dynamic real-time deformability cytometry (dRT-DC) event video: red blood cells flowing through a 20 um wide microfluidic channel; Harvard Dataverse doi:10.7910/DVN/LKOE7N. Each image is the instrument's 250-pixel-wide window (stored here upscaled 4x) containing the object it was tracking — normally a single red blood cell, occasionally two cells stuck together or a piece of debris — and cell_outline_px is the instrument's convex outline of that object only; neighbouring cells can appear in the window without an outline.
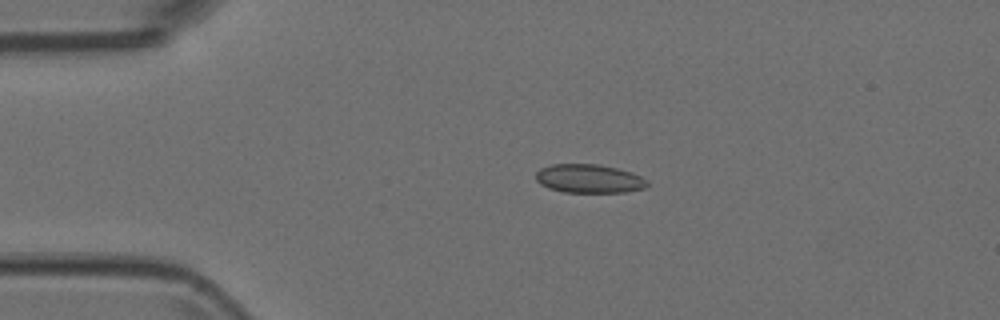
{"species": "Egyptian fruit bat (a non-hibernating species)", "species_latin": "Rousettus aegyptiacus", "temperature_condition": "room temperature", "stored_images_in_passage": 4, "camera_frame_rate_fps": 3000, "um_per_image_px": 0.085, "animal": {"sex": "female"}, "frame": {"image": 1, "passage_image": 2, "time_ms": 0.333, "image_size_px": [1000, 320], "cell_outline_px": [[648, 184], [644, 188], [624, 192], [564, 192], [548, 188], [540, 184], [536, 180], [536, 172], [540, 168], [552, 164], [596, 164], [616, 168], [632, 172], [648, 180]], "centroid_in_image_um": [50.05, 15.18], "position_along_channel_um": 34.9, "area_um2": 18.61}}
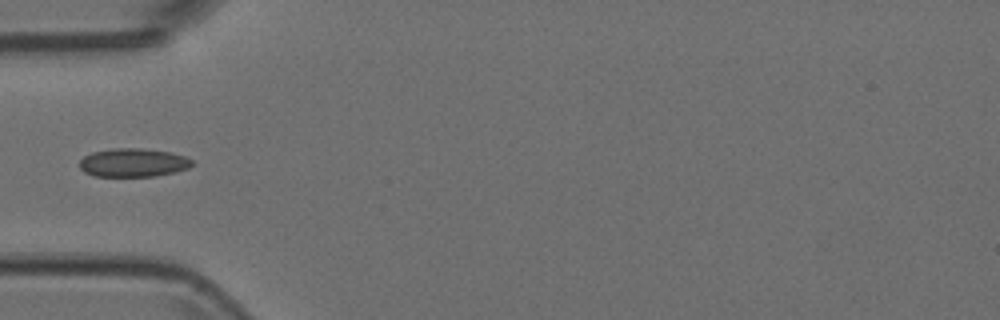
{"frame": {"image": 2, "passage_image": 4, "time_ms": 1.0, "image_size_px": [1000, 320], "cell_outline_px": [[196, 164], [188, 168], [176, 172], [156, 176], [92, 176], [84, 172], [80, 168], [80, 160], [84, 156], [92, 152], [112, 148], [140, 148], [172, 152], [184, 156], [192, 160]], "centroid_in_image_um": [11.34, 13.82], "position_along_channel_um": 73.7, "area_um2": 18.9}}